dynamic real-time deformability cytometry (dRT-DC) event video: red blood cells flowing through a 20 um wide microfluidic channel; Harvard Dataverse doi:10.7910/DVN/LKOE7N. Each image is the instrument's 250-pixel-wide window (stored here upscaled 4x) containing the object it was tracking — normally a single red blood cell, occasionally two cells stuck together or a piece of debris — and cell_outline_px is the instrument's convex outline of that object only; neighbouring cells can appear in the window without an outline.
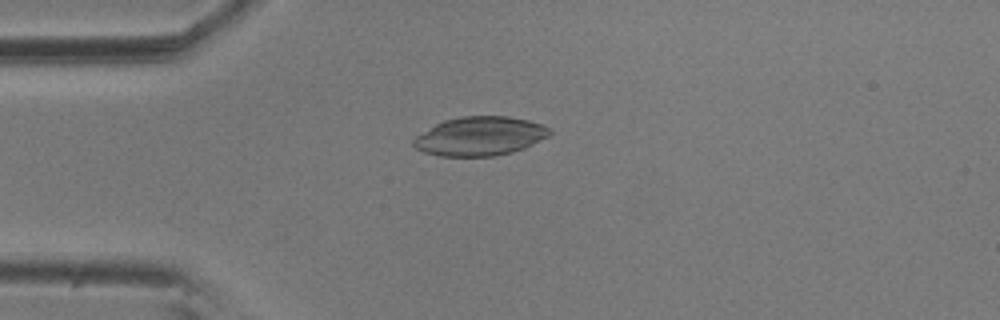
{"species": "common noctule bat (a hibernating species)", "species_latin": "Nyctalus noctula", "temperature_condition": "room temperature", "stored_images_in_passage": 7, "camera_frame_rate_fps": 3000, "um_per_image_px": 0.085, "animal": {"sex": "male", "body_mass_g": 20.5, "forearm_length_mm": 52.5}, "frame": {"image": 1, "passage_image": 5, "time_ms": 1.333, "image_size_px": [1000, 320], "cell_outline_px": [[552, 132], [548, 136], [524, 148], [512, 152], [496, 156], [440, 156], [424, 152], [416, 148], [412, 144], [412, 140], [416, 136], [436, 124], [444, 120], [460, 116], [508, 116], [528, 120], [540, 124], [548, 128]], "centroid_in_image_um": [40.78, 11.58], "position_along_channel_um": 44.2, "area_um2": 30.75}}
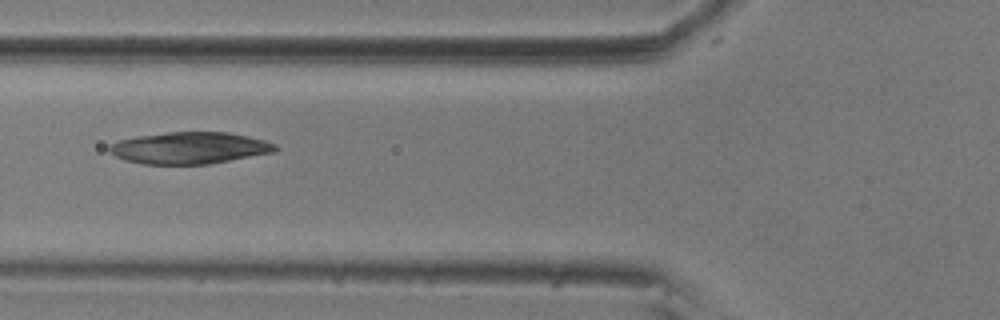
{"frame": {"image": 2, "passage_image": 7, "time_ms": 2.0, "image_size_px": [1000, 320], "cell_outline_px": [[280, 148], [276, 152], [208, 164], [144, 164], [124, 160], [116, 156], [108, 148], [108, 144], [120, 140], [136, 136], [168, 132], [228, 132], [248, 136], [264, 140], [276, 144]], "centroid_in_image_um": [16.14, 12.57], "position_along_channel_um": 109.7, "area_um2": 30.81}}